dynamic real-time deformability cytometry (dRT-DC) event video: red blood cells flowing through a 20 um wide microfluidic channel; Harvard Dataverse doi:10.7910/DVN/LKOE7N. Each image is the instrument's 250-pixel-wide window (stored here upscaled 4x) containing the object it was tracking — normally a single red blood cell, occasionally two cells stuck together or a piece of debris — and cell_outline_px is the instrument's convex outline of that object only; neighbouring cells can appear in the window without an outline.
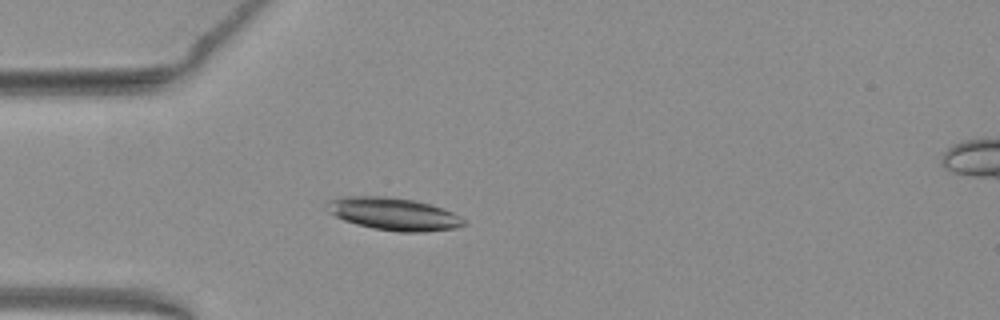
{"species": "common noctule bat (a hibernating species)", "species_latin": "Nyctalus noctula", "temperature_condition": "warm", "stored_images_in_passage": 38, "camera_frame_rate_fps": 3000, "um_per_image_px": 0.085, "animal": {"sex": "female", "body_mass_g": 19.3, "forearm_length_mm": 54.1}, "frame": {"image": 1, "passage_image": 1, "time_ms": 0.0, "image_size_px": [1000, 320], "cell_outline_px": [[468, 224], [456, 228], [424, 232], [400, 232], [372, 228], [356, 224], [344, 220], [328, 212], [324, 208], [328, 200], [336, 196], [388, 196], [412, 200], [428, 204], [452, 212], [468, 220]], "centroid_in_image_um": [33.43, 18.18], "position_along_channel_um": 51.6, "area_um2": 26.24}}
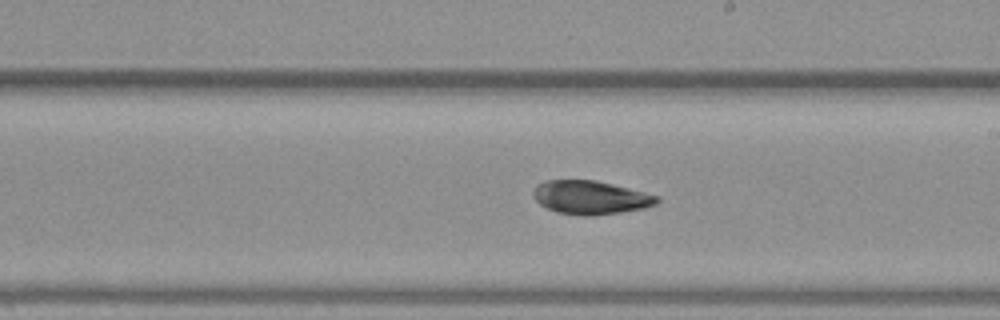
{"frame": {"image": 2, "passage_image": 16, "time_ms": 5.0, "image_size_px": [1000, 320], "cell_outline_px": [[660, 200], [656, 204], [644, 208], [620, 212], [588, 216], [584, 216], [556, 212], [540, 204], [532, 196], [532, 192], [536, 184], [544, 180], [596, 180], [660, 196]], "centroid_in_image_um": [50.17, 16.78], "position_along_channel_um": 238.8, "area_um2": 24.22}}
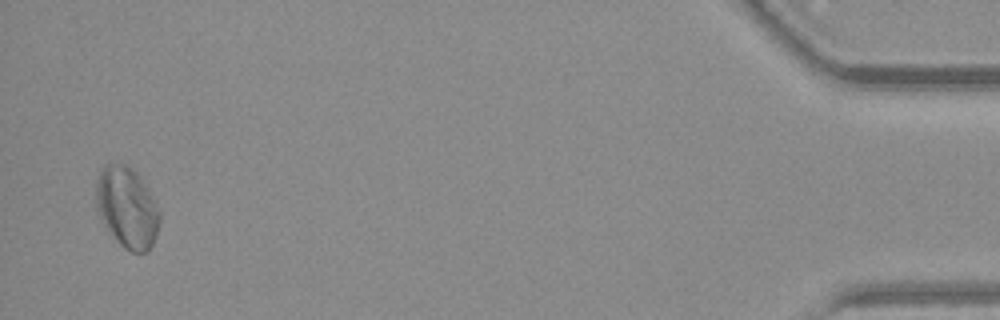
{"frame": {"image": 3, "passage_image": 37, "time_ms": 12.0, "image_size_px": [1000, 320], "cell_outline_px": [[160, 224], [156, 236], [148, 252], [132, 252], [124, 248], [116, 240], [104, 224], [96, 208], [96, 180], [100, 168], [104, 164], [128, 164], [140, 176], [152, 196], [160, 212]], "centroid_in_image_um": [10.79, 17.62], "position_along_channel_um": 424.4, "area_um2": 30.11}, "authors_computed_cell_mechanics": {"area_um2": 24.4205, "velocity_mm_per_s": 3.9371, "shape_relaxation_time_tau1_ms": null, "shape_relaxation_time_tau2_ms": 3.4465, "deformation_change_tau1": null, "deformation_change_tau2": 0.0935}}